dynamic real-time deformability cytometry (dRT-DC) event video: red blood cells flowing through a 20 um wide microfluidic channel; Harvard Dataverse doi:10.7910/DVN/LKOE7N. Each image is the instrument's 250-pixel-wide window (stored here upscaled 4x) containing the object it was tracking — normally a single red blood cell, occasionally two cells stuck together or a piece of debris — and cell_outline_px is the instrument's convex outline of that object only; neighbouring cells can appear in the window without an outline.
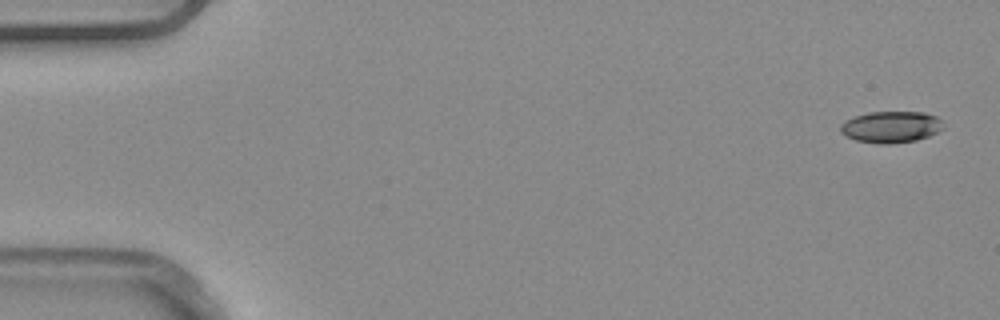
{"species": "common noctule bat (a hibernating species)", "species_latin": "Nyctalus noctula", "temperature_condition": "warm", "stored_images_in_passage": 5, "camera_frame_rate_fps": 3000, "um_per_image_px": 0.085, "animal": {"sex": "male", "body_mass_g": 20.4}, "frame": {"image": 1, "passage_image": 1, "time_ms": 0.0, "image_size_px": [1000, 320], "cell_outline_px": [[944, 128], [928, 136], [916, 140], [888, 144], [880, 144], [856, 140], [844, 136], [840, 132], [840, 124], [844, 120], [868, 112], [924, 112], [936, 116], [944, 124]], "centroid_in_image_um": [75.71, 10.79], "position_along_channel_um": 9.3, "area_um2": 18.96}}
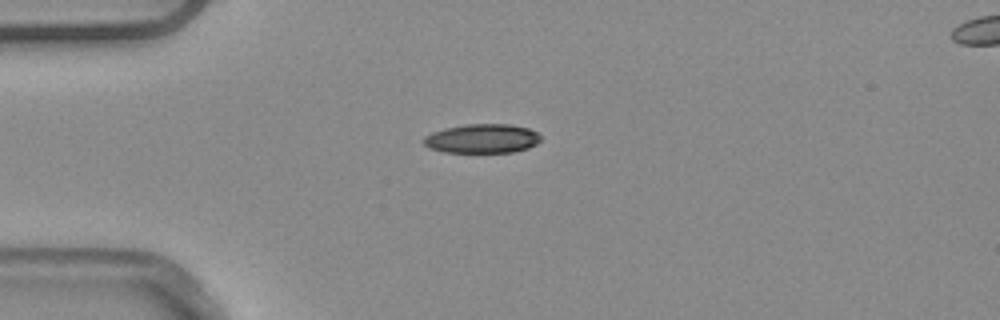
{"frame": {"image": 2, "passage_image": 4, "time_ms": 1.0, "image_size_px": [1000, 320], "cell_outline_px": [[540, 140], [536, 144], [528, 148], [512, 152], [444, 152], [428, 148], [420, 140], [424, 136], [432, 132], [444, 128], [464, 124], [512, 124], [528, 128], [536, 132], [540, 136]], "centroid_in_image_um": [40.93, 11.77], "position_along_channel_um": 44.1, "area_um2": 20.06}}